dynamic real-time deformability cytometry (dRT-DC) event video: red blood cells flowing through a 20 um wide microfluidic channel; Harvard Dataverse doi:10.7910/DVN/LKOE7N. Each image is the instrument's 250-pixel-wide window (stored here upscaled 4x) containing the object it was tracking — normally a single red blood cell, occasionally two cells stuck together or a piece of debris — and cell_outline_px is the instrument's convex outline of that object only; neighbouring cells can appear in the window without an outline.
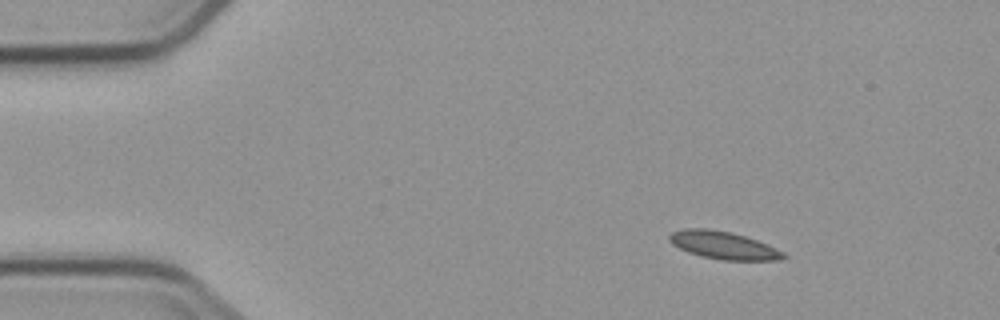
{"species": "common noctule bat (a hibernating species)", "species_latin": "Nyctalus noctula", "temperature_condition": "cold", "stored_images_in_passage": 4, "camera_frame_rate_fps": 3000, "um_per_image_px": 0.085, "animal": {"sex": "male", "body_mass_g": 23.1, "forearm_length_mm": 52.7}, "frame": {"image": 1, "passage_image": 2, "time_ms": 1.0, "image_size_px": [1000, 320], "cell_outline_px": [[788, 256], [780, 260], [720, 260], [700, 256], [688, 252], [672, 244], [668, 240], [668, 236], [672, 232], [684, 228], [708, 228], [732, 232], [756, 240], [776, 248], [784, 252]], "centroid_in_image_um": [61.47, 20.85], "position_along_channel_um": 23.5, "area_um2": 18.5}}